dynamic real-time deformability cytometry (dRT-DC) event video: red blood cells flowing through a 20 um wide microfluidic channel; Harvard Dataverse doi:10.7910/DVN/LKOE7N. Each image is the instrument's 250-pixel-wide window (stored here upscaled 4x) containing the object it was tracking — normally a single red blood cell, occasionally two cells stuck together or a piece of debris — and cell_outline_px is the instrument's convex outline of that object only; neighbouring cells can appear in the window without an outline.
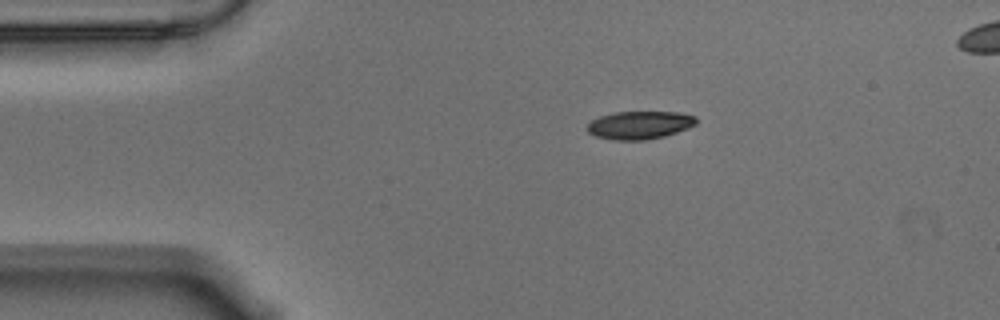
{"species": "Egyptian fruit bat (a non-hibernating species)", "species_latin": "Rousettus aegyptiacus", "temperature_condition": "warm", "stored_images_in_passage": 47, "camera_frame_rate_fps": 3000, "um_per_image_px": 0.085, "animal": {"sex": "male"}, "frame": {"image": 1, "passage_image": 1, "time_ms": 0.0, "image_size_px": [1000, 320], "cell_outline_px": [[696, 124], [688, 128], [664, 136], [644, 140], [612, 140], [596, 136], [588, 132], [588, 124], [592, 120], [600, 116], [616, 112], [680, 112], [696, 116]], "centroid_in_image_um": [54.38, 10.63], "position_along_channel_um": 30.6, "area_um2": 17.69}}
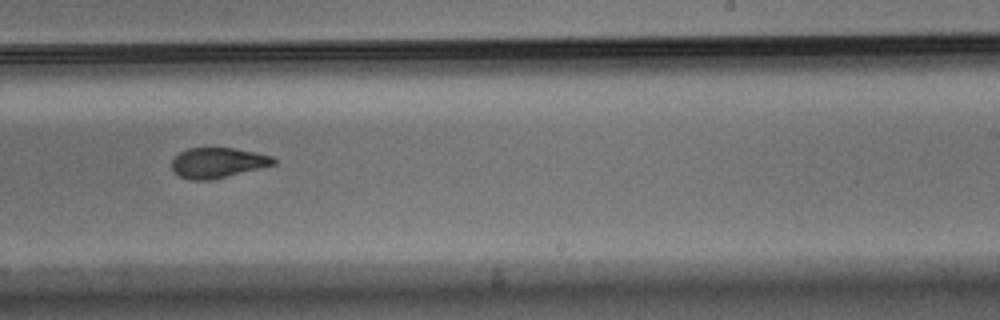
{"frame": {"image": 2, "passage_image": 25, "time_ms": 8.0, "image_size_px": [1000, 320], "cell_outline_px": [[276, 164], [212, 180], [192, 180], [180, 176], [172, 168], [172, 160], [180, 152], [188, 148], [232, 148], [256, 152], [272, 156], [276, 160]], "centroid_in_image_um": [18.52, 13.83], "position_along_channel_um": 270.5, "area_um2": 17.8}}
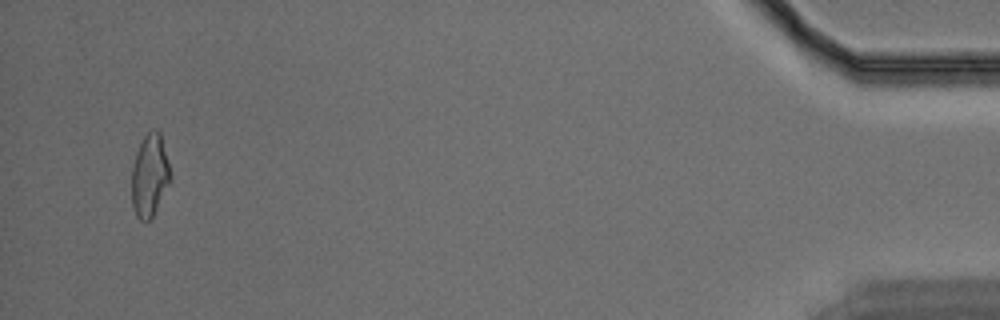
{"frame": {"image": 3, "passage_image": 45, "time_ms": 14.667, "image_size_px": [1000, 320], "cell_outline_px": [[172, 180], [152, 216], [148, 220], [140, 220], [136, 216], [132, 208], [132, 168], [136, 152], [144, 136], [152, 128], [156, 128], [160, 132], [172, 172]], "centroid_in_image_um": [12.75, 14.89], "position_along_channel_um": 422.5, "area_um2": 18.84}}